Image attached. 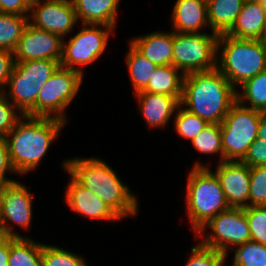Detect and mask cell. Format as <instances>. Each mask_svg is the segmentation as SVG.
I'll list each match as a JSON object with an SVG mask.
<instances>
[{
    "mask_svg": "<svg viewBox=\"0 0 266 266\" xmlns=\"http://www.w3.org/2000/svg\"><path fill=\"white\" fill-rule=\"evenodd\" d=\"M260 3L263 9L266 11V0H261Z\"/></svg>",
    "mask_w": 266,
    "mask_h": 266,
    "instance_id": "obj_43",
    "label": "cell"
},
{
    "mask_svg": "<svg viewBox=\"0 0 266 266\" xmlns=\"http://www.w3.org/2000/svg\"><path fill=\"white\" fill-rule=\"evenodd\" d=\"M141 55L157 66L172 65L173 31L152 32L129 42Z\"/></svg>",
    "mask_w": 266,
    "mask_h": 266,
    "instance_id": "obj_20",
    "label": "cell"
},
{
    "mask_svg": "<svg viewBox=\"0 0 266 266\" xmlns=\"http://www.w3.org/2000/svg\"><path fill=\"white\" fill-rule=\"evenodd\" d=\"M266 32V11L260 2L244 1L235 24L227 35L248 40H262Z\"/></svg>",
    "mask_w": 266,
    "mask_h": 266,
    "instance_id": "obj_19",
    "label": "cell"
},
{
    "mask_svg": "<svg viewBox=\"0 0 266 266\" xmlns=\"http://www.w3.org/2000/svg\"><path fill=\"white\" fill-rule=\"evenodd\" d=\"M64 170L81 186L89 189L121 218L138 215V199L105 161L92 158L64 160Z\"/></svg>",
    "mask_w": 266,
    "mask_h": 266,
    "instance_id": "obj_1",
    "label": "cell"
},
{
    "mask_svg": "<svg viewBox=\"0 0 266 266\" xmlns=\"http://www.w3.org/2000/svg\"><path fill=\"white\" fill-rule=\"evenodd\" d=\"M266 206V166L250 167L249 207Z\"/></svg>",
    "mask_w": 266,
    "mask_h": 266,
    "instance_id": "obj_32",
    "label": "cell"
},
{
    "mask_svg": "<svg viewBox=\"0 0 266 266\" xmlns=\"http://www.w3.org/2000/svg\"><path fill=\"white\" fill-rule=\"evenodd\" d=\"M238 88H242L241 92L239 89L236 92L237 101L241 105L262 113L266 112V70L248 79Z\"/></svg>",
    "mask_w": 266,
    "mask_h": 266,
    "instance_id": "obj_25",
    "label": "cell"
},
{
    "mask_svg": "<svg viewBox=\"0 0 266 266\" xmlns=\"http://www.w3.org/2000/svg\"><path fill=\"white\" fill-rule=\"evenodd\" d=\"M235 89L217 69L184 75L181 106L208 124H221L237 101Z\"/></svg>",
    "mask_w": 266,
    "mask_h": 266,
    "instance_id": "obj_2",
    "label": "cell"
},
{
    "mask_svg": "<svg viewBox=\"0 0 266 266\" xmlns=\"http://www.w3.org/2000/svg\"><path fill=\"white\" fill-rule=\"evenodd\" d=\"M206 228L210 229L205 238ZM204 237L200 243L208 248L218 250L227 259L228 251L251 240L249 223L244 208L231 207L211 218L196 233Z\"/></svg>",
    "mask_w": 266,
    "mask_h": 266,
    "instance_id": "obj_10",
    "label": "cell"
},
{
    "mask_svg": "<svg viewBox=\"0 0 266 266\" xmlns=\"http://www.w3.org/2000/svg\"><path fill=\"white\" fill-rule=\"evenodd\" d=\"M257 138L259 139V143H266V112L261 113Z\"/></svg>",
    "mask_w": 266,
    "mask_h": 266,
    "instance_id": "obj_41",
    "label": "cell"
},
{
    "mask_svg": "<svg viewBox=\"0 0 266 266\" xmlns=\"http://www.w3.org/2000/svg\"><path fill=\"white\" fill-rule=\"evenodd\" d=\"M186 214L196 234L218 213L231 208L214 171L198 161L189 171L186 184Z\"/></svg>",
    "mask_w": 266,
    "mask_h": 266,
    "instance_id": "obj_4",
    "label": "cell"
},
{
    "mask_svg": "<svg viewBox=\"0 0 266 266\" xmlns=\"http://www.w3.org/2000/svg\"><path fill=\"white\" fill-rule=\"evenodd\" d=\"M262 41H263L264 46H265V49H266V32H265V34H264V37H263Z\"/></svg>",
    "mask_w": 266,
    "mask_h": 266,
    "instance_id": "obj_44",
    "label": "cell"
},
{
    "mask_svg": "<svg viewBox=\"0 0 266 266\" xmlns=\"http://www.w3.org/2000/svg\"><path fill=\"white\" fill-rule=\"evenodd\" d=\"M59 66V61L50 59L15 62L7 84L8 92L3 94L22 116L35 117L38 93Z\"/></svg>",
    "mask_w": 266,
    "mask_h": 266,
    "instance_id": "obj_6",
    "label": "cell"
},
{
    "mask_svg": "<svg viewBox=\"0 0 266 266\" xmlns=\"http://www.w3.org/2000/svg\"><path fill=\"white\" fill-rule=\"evenodd\" d=\"M7 172L16 174V171L12 167L9 153H8V146L5 137H0V183L1 184H8L15 182L16 180L6 178L5 175Z\"/></svg>",
    "mask_w": 266,
    "mask_h": 266,
    "instance_id": "obj_38",
    "label": "cell"
},
{
    "mask_svg": "<svg viewBox=\"0 0 266 266\" xmlns=\"http://www.w3.org/2000/svg\"><path fill=\"white\" fill-rule=\"evenodd\" d=\"M28 24V16L0 12V49L14 52Z\"/></svg>",
    "mask_w": 266,
    "mask_h": 266,
    "instance_id": "obj_27",
    "label": "cell"
},
{
    "mask_svg": "<svg viewBox=\"0 0 266 266\" xmlns=\"http://www.w3.org/2000/svg\"><path fill=\"white\" fill-rule=\"evenodd\" d=\"M171 22L174 32L201 33L209 26L206 0H176Z\"/></svg>",
    "mask_w": 266,
    "mask_h": 266,
    "instance_id": "obj_18",
    "label": "cell"
},
{
    "mask_svg": "<svg viewBox=\"0 0 266 266\" xmlns=\"http://www.w3.org/2000/svg\"><path fill=\"white\" fill-rule=\"evenodd\" d=\"M81 24H101L115 29L121 0H72Z\"/></svg>",
    "mask_w": 266,
    "mask_h": 266,
    "instance_id": "obj_21",
    "label": "cell"
},
{
    "mask_svg": "<svg viewBox=\"0 0 266 266\" xmlns=\"http://www.w3.org/2000/svg\"><path fill=\"white\" fill-rule=\"evenodd\" d=\"M13 52L0 49V94L6 91L9 78L15 65Z\"/></svg>",
    "mask_w": 266,
    "mask_h": 266,
    "instance_id": "obj_37",
    "label": "cell"
},
{
    "mask_svg": "<svg viewBox=\"0 0 266 266\" xmlns=\"http://www.w3.org/2000/svg\"><path fill=\"white\" fill-rule=\"evenodd\" d=\"M83 75L59 66L41 88L35 103V117L56 118L67 123L65 110L78 93Z\"/></svg>",
    "mask_w": 266,
    "mask_h": 266,
    "instance_id": "obj_9",
    "label": "cell"
},
{
    "mask_svg": "<svg viewBox=\"0 0 266 266\" xmlns=\"http://www.w3.org/2000/svg\"><path fill=\"white\" fill-rule=\"evenodd\" d=\"M79 20L72 0H31L28 23L64 39Z\"/></svg>",
    "mask_w": 266,
    "mask_h": 266,
    "instance_id": "obj_13",
    "label": "cell"
},
{
    "mask_svg": "<svg viewBox=\"0 0 266 266\" xmlns=\"http://www.w3.org/2000/svg\"><path fill=\"white\" fill-rule=\"evenodd\" d=\"M9 237L0 236V266L9 264Z\"/></svg>",
    "mask_w": 266,
    "mask_h": 266,
    "instance_id": "obj_40",
    "label": "cell"
},
{
    "mask_svg": "<svg viewBox=\"0 0 266 266\" xmlns=\"http://www.w3.org/2000/svg\"><path fill=\"white\" fill-rule=\"evenodd\" d=\"M191 252L184 266H226V257L221 252L208 248L200 242L191 248Z\"/></svg>",
    "mask_w": 266,
    "mask_h": 266,
    "instance_id": "obj_33",
    "label": "cell"
},
{
    "mask_svg": "<svg viewBox=\"0 0 266 266\" xmlns=\"http://www.w3.org/2000/svg\"><path fill=\"white\" fill-rule=\"evenodd\" d=\"M30 238H9L8 266H43L42 246Z\"/></svg>",
    "mask_w": 266,
    "mask_h": 266,
    "instance_id": "obj_24",
    "label": "cell"
},
{
    "mask_svg": "<svg viewBox=\"0 0 266 266\" xmlns=\"http://www.w3.org/2000/svg\"><path fill=\"white\" fill-rule=\"evenodd\" d=\"M2 188L3 184L0 183V216H1V206H2Z\"/></svg>",
    "mask_w": 266,
    "mask_h": 266,
    "instance_id": "obj_42",
    "label": "cell"
},
{
    "mask_svg": "<svg viewBox=\"0 0 266 266\" xmlns=\"http://www.w3.org/2000/svg\"><path fill=\"white\" fill-rule=\"evenodd\" d=\"M139 110L150 128L167 127L180 101L173 96L140 91L135 94Z\"/></svg>",
    "mask_w": 266,
    "mask_h": 266,
    "instance_id": "obj_17",
    "label": "cell"
},
{
    "mask_svg": "<svg viewBox=\"0 0 266 266\" xmlns=\"http://www.w3.org/2000/svg\"><path fill=\"white\" fill-rule=\"evenodd\" d=\"M260 111L236 101L220 124L223 161L241 162L249 146L257 138Z\"/></svg>",
    "mask_w": 266,
    "mask_h": 266,
    "instance_id": "obj_7",
    "label": "cell"
},
{
    "mask_svg": "<svg viewBox=\"0 0 266 266\" xmlns=\"http://www.w3.org/2000/svg\"><path fill=\"white\" fill-rule=\"evenodd\" d=\"M43 266H88L81 255L53 245L42 246Z\"/></svg>",
    "mask_w": 266,
    "mask_h": 266,
    "instance_id": "obj_31",
    "label": "cell"
},
{
    "mask_svg": "<svg viewBox=\"0 0 266 266\" xmlns=\"http://www.w3.org/2000/svg\"><path fill=\"white\" fill-rule=\"evenodd\" d=\"M82 29L66 43L63 39L60 66L79 71L105 52L113 28L101 24H82Z\"/></svg>",
    "mask_w": 266,
    "mask_h": 266,
    "instance_id": "obj_11",
    "label": "cell"
},
{
    "mask_svg": "<svg viewBox=\"0 0 266 266\" xmlns=\"http://www.w3.org/2000/svg\"><path fill=\"white\" fill-rule=\"evenodd\" d=\"M251 240L266 245V206L245 207Z\"/></svg>",
    "mask_w": 266,
    "mask_h": 266,
    "instance_id": "obj_34",
    "label": "cell"
},
{
    "mask_svg": "<svg viewBox=\"0 0 266 266\" xmlns=\"http://www.w3.org/2000/svg\"><path fill=\"white\" fill-rule=\"evenodd\" d=\"M66 189V203L77 214L111 222L122 219L110 206L89 189L81 186L72 176Z\"/></svg>",
    "mask_w": 266,
    "mask_h": 266,
    "instance_id": "obj_16",
    "label": "cell"
},
{
    "mask_svg": "<svg viewBox=\"0 0 266 266\" xmlns=\"http://www.w3.org/2000/svg\"><path fill=\"white\" fill-rule=\"evenodd\" d=\"M32 201L30 191L20 181L3 184L0 236L23 238L15 232L13 225H18L24 230L29 229L33 215Z\"/></svg>",
    "mask_w": 266,
    "mask_h": 266,
    "instance_id": "obj_12",
    "label": "cell"
},
{
    "mask_svg": "<svg viewBox=\"0 0 266 266\" xmlns=\"http://www.w3.org/2000/svg\"><path fill=\"white\" fill-rule=\"evenodd\" d=\"M183 79L184 74L173 65L158 66L143 91L173 96L181 101Z\"/></svg>",
    "mask_w": 266,
    "mask_h": 266,
    "instance_id": "obj_23",
    "label": "cell"
},
{
    "mask_svg": "<svg viewBox=\"0 0 266 266\" xmlns=\"http://www.w3.org/2000/svg\"><path fill=\"white\" fill-rule=\"evenodd\" d=\"M125 59L135 94L143 91L158 66L141 55L130 43Z\"/></svg>",
    "mask_w": 266,
    "mask_h": 266,
    "instance_id": "obj_26",
    "label": "cell"
},
{
    "mask_svg": "<svg viewBox=\"0 0 266 266\" xmlns=\"http://www.w3.org/2000/svg\"><path fill=\"white\" fill-rule=\"evenodd\" d=\"M232 266H266V246L255 241H248L234 248ZM226 266H228L226 264Z\"/></svg>",
    "mask_w": 266,
    "mask_h": 266,
    "instance_id": "obj_29",
    "label": "cell"
},
{
    "mask_svg": "<svg viewBox=\"0 0 266 266\" xmlns=\"http://www.w3.org/2000/svg\"><path fill=\"white\" fill-rule=\"evenodd\" d=\"M218 37L213 31L211 34L173 31L172 65L184 75L215 69Z\"/></svg>",
    "mask_w": 266,
    "mask_h": 266,
    "instance_id": "obj_8",
    "label": "cell"
},
{
    "mask_svg": "<svg viewBox=\"0 0 266 266\" xmlns=\"http://www.w3.org/2000/svg\"><path fill=\"white\" fill-rule=\"evenodd\" d=\"M215 175L230 207H249L250 167L243 162H218Z\"/></svg>",
    "mask_w": 266,
    "mask_h": 266,
    "instance_id": "obj_15",
    "label": "cell"
},
{
    "mask_svg": "<svg viewBox=\"0 0 266 266\" xmlns=\"http://www.w3.org/2000/svg\"><path fill=\"white\" fill-rule=\"evenodd\" d=\"M249 167L266 166V143H259V139L249 146L248 151L241 161Z\"/></svg>",
    "mask_w": 266,
    "mask_h": 266,
    "instance_id": "obj_36",
    "label": "cell"
},
{
    "mask_svg": "<svg viewBox=\"0 0 266 266\" xmlns=\"http://www.w3.org/2000/svg\"><path fill=\"white\" fill-rule=\"evenodd\" d=\"M174 118V128L179 136L190 139L195 138L208 123L179 105Z\"/></svg>",
    "mask_w": 266,
    "mask_h": 266,
    "instance_id": "obj_30",
    "label": "cell"
},
{
    "mask_svg": "<svg viewBox=\"0 0 266 266\" xmlns=\"http://www.w3.org/2000/svg\"><path fill=\"white\" fill-rule=\"evenodd\" d=\"M191 145L202 154H219L223 161V147L220 124H208L195 138Z\"/></svg>",
    "mask_w": 266,
    "mask_h": 266,
    "instance_id": "obj_28",
    "label": "cell"
},
{
    "mask_svg": "<svg viewBox=\"0 0 266 266\" xmlns=\"http://www.w3.org/2000/svg\"><path fill=\"white\" fill-rule=\"evenodd\" d=\"M221 51V52H220ZM234 88L266 70V49L262 40L238 39L219 34L217 67Z\"/></svg>",
    "mask_w": 266,
    "mask_h": 266,
    "instance_id": "obj_5",
    "label": "cell"
},
{
    "mask_svg": "<svg viewBox=\"0 0 266 266\" xmlns=\"http://www.w3.org/2000/svg\"><path fill=\"white\" fill-rule=\"evenodd\" d=\"M207 17L211 31L227 33L235 24L244 0H206Z\"/></svg>",
    "mask_w": 266,
    "mask_h": 266,
    "instance_id": "obj_22",
    "label": "cell"
},
{
    "mask_svg": "<svg viewBox=\"0 0 266 266\" xmlns=\"http://www.w3.org/2000/svg\"><path fill=\"white\" fill-rule=\"evenodd\" d=\"M19 114H18V113ZM20 111L3 93L0 94V137H5L22 117Z\"/></svg>",
    "mask_w": 266,
    "mask_h": 266,
    "instance_id": "obj_35",
    "label": "cell"
},
{
    "mask_svg": "<svg viewBox=\"0 0 266 266\" xmlns=\"http://www.w3.org/2000/svg\"><path fill=\"white\" fill-rule=\"evenodd\" d=\"M31 0H0V12L29 16Z\"/></svg>",
    "mask_w": 266,
    "mask_h": 266,
    "instance_id": "obj_39",
    "label": "cell"
},
{
    "mask_svg": "<svg viewBox=\"0 0 266 266\" xmlns=\"http://www.w3.org/2000/svg\"><path fill=\"white\" fill-rule=\"evenodd\" d=\"M244 1H248V2H260L261 0H244Z\"/></svg>",
    "mask_w": 266,
    "mask_h": 266,
    "instance_id": "obj_45",
    "label": "cell"
},
{
    "mask_svg": "<svg viewBox=\"0 0 266 266\" xmlns=\"http://www.w3.org/2000/svg\"><path fill=\"white\" fill-rule=\"evenodd\" d=\"M65 124L56 118L27 115L17 121L5 139L12 167L18 175H26L38 167Z\"/></svg>",
    "mask_w": 266,
    "mask_h": 266,
    "instance_id": "obj_3",
    "label": "cell"
},
{
    "mask_svg": "<svg viewBox=\"0 0 266 266\" xmlns=\"http://www.w3.org/2000/svg\"><path fill=\"white\" fill-rule=\"evenodd\" d=\"M63 39L27 24L13 52L15 62L50 59L61 61Z\"/></svg>",
    "mask_w": 266,
    "mask_h": 266,
    "instance_id": "obj_14",
    "label": "cell"
}]
</instances>
